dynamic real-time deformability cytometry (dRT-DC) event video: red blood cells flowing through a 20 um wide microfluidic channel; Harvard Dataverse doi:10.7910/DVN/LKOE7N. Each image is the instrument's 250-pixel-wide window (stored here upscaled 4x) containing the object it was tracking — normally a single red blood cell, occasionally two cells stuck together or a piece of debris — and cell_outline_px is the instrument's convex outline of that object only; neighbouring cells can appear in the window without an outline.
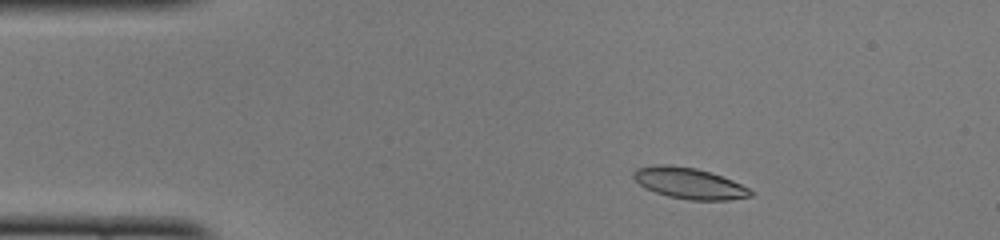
{"species": "common noctule bat (a hibernating species)", "species_latin": "Nyctalus noctula", "temperature_condition": "cold", "stored_images_in_passage": 48, "camera_frame_rate_fps": 3000, "um_per_image_px": 0.085, "animal": {"sex": "female", "body_mass_g": 22.0, "forearm_length_mm": 56.7}, "frame": {"image": 1, "passage_image": 6, "time_ms": 1.667, "image_size_px": [1000, 240], "cell_outline_px": [[752, 196], [728, 200], [688, 200], [668, 196], [644, 188], [632, 176], [632, 172], [636, 168], [660, 164], [672, 164], [696, 168], [732, 180], [748, 188], [752, 192]], "centroid_in_image_um": [58.54, 15.57], "position_along_channel_um": 26.5, "area_um2": 21.1}}
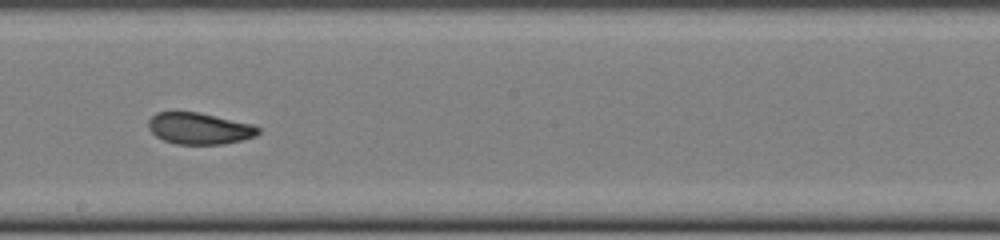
{"frame": {"image": 2, "passage_image": 26, "time_ms": 8.333, "image_size_px": [1000, 240], "cell_outline_px": [[260, 132], [256, 136], [224, 144], [176, 144], [164, 140], [156, 136], [148, 128], [148, 120], [156, 112], [200, 112], [252, 124], [260, 128]], "centroid_in_image_um": [16.94, 10.91], "position_along_channel_um": 231.3, "area_um2": 20.17}}
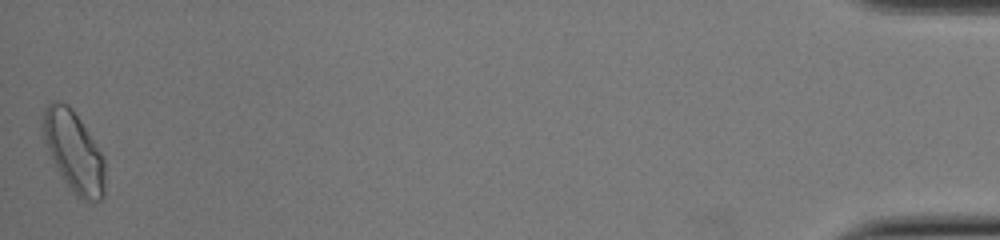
{"frame": {"image": 3, "passage_image": 48, "time_ms": 15.667, "image_size_px": [1000, 240], "cell_outline_px": [[104, 196], [100, 200], [84, 200], [76, 196], [60, 172], [44, 140], [40, 124], [44, 108], [52, 100], [60, 100], [68, 104], [80, 120], [104, 156]], "centroid_in_image_um": [6.26, 12.82], "position_along_channel_um": 428.9, "area_um2": 28.73}, "authors_computed_cell_mechanics": {"area_um2": 21.2704, "velocity_mm_per_s": 3.9756, "shape_relaxation_time_tau1_ms": 4.2579, "shape_relaxation_time_tau2_ms": 2.0216, "deformation_change_tau1": 0.1273, "deformation_change_tau2": 0.0733}}